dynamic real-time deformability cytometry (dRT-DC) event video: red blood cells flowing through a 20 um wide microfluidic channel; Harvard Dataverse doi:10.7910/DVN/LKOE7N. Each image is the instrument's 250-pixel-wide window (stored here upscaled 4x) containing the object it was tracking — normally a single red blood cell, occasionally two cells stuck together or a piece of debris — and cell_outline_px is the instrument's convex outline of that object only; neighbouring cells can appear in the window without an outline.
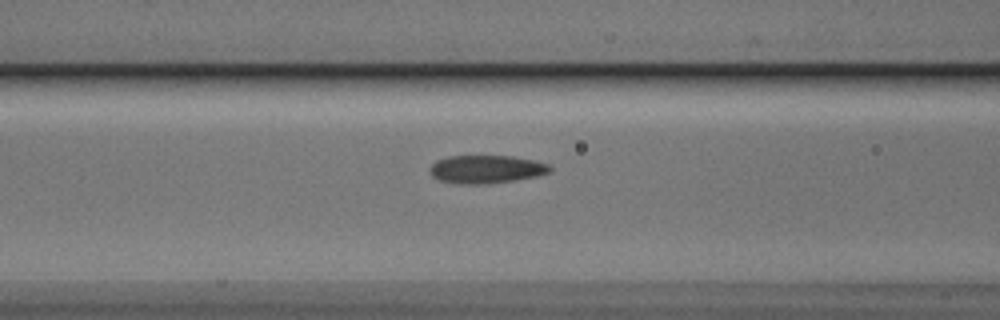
{"species": "Egyptian fruit bat (a non-hibernating species)", "species_latin": "Rousettus aegyptiacus", "temperature_condition": "cold", "stored_images_in_passage": 29, "camera_frame_rate_fps": 3000, "um_per_image_px": 0.085, "animal": {"sex": "male"}, "frame": {"image": 1, "passage_image": 5, "time_ms": 1.333, "image_size_px": [1000, 320], "cell_outline_px": [[552, 172], [536, 176], [512, 180], [480, 184], [460, 184], [440, 180], [432, 176], [428, 172], [428, 168], [436, 160], [448, 156], [512, 156], [532, 160], [548, 164], [552, 168]], "centroid_in_image_um": [41.29, 14.38], "position_along_channel_um": 125.3, "area_um2": 19.59}}
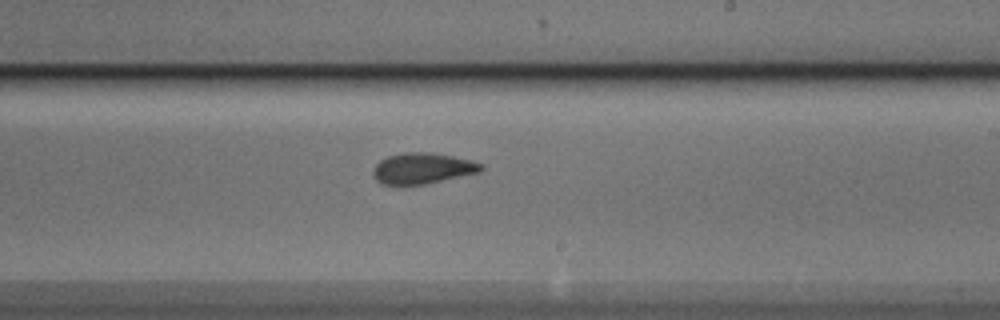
{"frame": {"image": 2, "passage_image": 15, "time_ms": 4.667, "image_size_px": [1000, 320], "cell_outline_px": [[484, 168], [480, 172], [424, 184], [384, 184], [376, 180], [372, 172], [376, 164], [380, 160], [388, 156], [404, 152], [432, 152], [472, 160], [484, 164]], "centroid_in_image_um": [35.94, 14.29], "position_along_channel_um": 253.1, "area_um2": 19.36}}
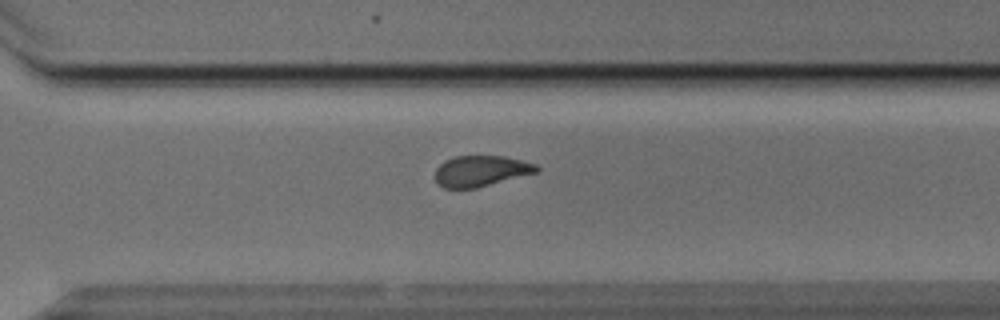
{"frame": {"image": 3, "passage_image": 21, "time_ms": 6.667, "image_size_px": [1000, 320], "cell_outline_px": [[540, 168], [536, 172], [476, 188], [444, 188], [436, 180], [436, 168], [444, 160], [452, 156], [504, 156], [536, 164]], "centroid_in_image_um": [40.85, 14.52], "position_along_channel_um": 329.7, "area_um2": 18.03}, "authors_computed_cell_mechanics": {"area_um2": 19.7098, "velocity_mm_per_s": 3.8361, "shape_relaxation_time_tau1_ms": 3.9488, "shape_relaxation_time_tau2_ms": 2.5535, "deformation_change_tau1": 0.1061, "deformation_change_tau2": 0.0736}}